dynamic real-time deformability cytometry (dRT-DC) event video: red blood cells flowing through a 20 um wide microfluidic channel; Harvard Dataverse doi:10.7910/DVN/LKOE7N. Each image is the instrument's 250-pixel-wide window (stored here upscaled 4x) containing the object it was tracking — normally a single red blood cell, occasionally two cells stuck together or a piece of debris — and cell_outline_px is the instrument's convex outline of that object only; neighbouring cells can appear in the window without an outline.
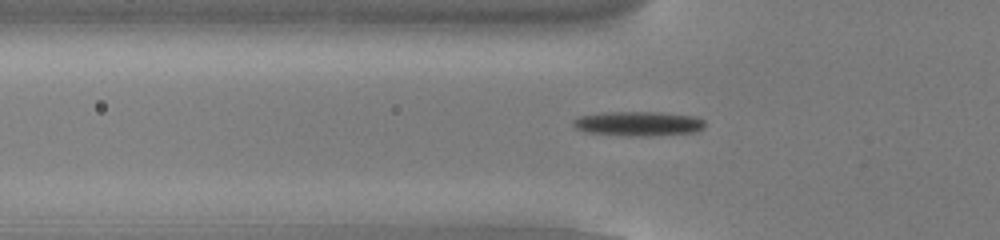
{"species": "common noctule bat (a hibernating species)", "species_latin": "Nyctalus noctula", "temperature_condition": "cold", "stored_images_in_passage": 55, "camera_frame_rate_fps": 3000, "um_per_image_px": 0.085, "animal": {"sex": "male", "body_mass_g": 13.0, "forearm_length_mm": 53.1}, "frame": {"image": 1, "passage_image": 19, "time_ms": 6.0, "image_size_px": [1000, 240], "cell_outline_px": [[704, 128], [696, 132], [652, 136], [628, 136], [584, 132], [576, 128], [572, 124], [572, 120], [580, 116], [604, 112], [660, 112], [696, 116], [704, 120]], "centroid_in_image_um": [54.27, 10.51], "position_along_channel_um": 71.5, "area_um2": 19.07}}
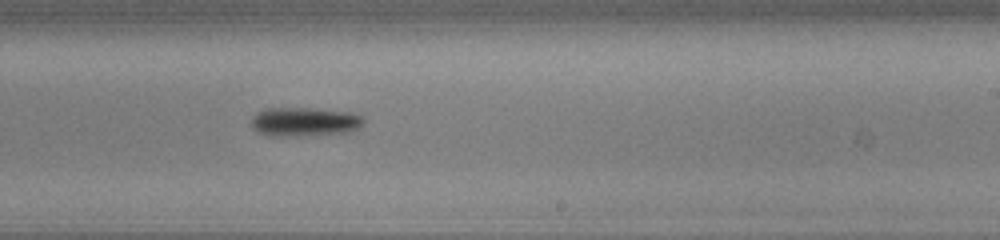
{"frame": {"image": 2, "passage_image": 34, "time_ms": 11.0, "image_size_px": [1000, 240], "cell_outline_px": [[364, 120], [356, 128], [348, 132], [296, 136], [268, 136], [256, 132], [252, 128], [252, 116], [256, 112], [268, 108], [308, 108], [352, 112], [364, 116]], "centroid_in_image_um": [25.83, 10.35], "position_along_channel_um": 263.2, "area_um2": 19.02}}
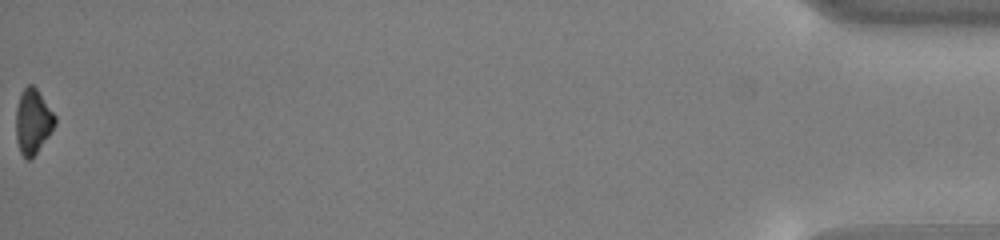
{"frame": {"image": 3, "passage_image": 55, "time_ms": 18.0, "image_size_px": [1000, 240], "cell_outline_px": [[56, 124], [32, 160], [24, 160], [20, 152], [16, 140], [16, 108], [20, 92], [28, 84], [32, 84], [36, 88], [56, 116]], "centroid_in_image_um": [2.78, 10.35], "position_along_channel_um": 432.4, "area_um2": 14.97}, "authors_computed_cell_mechanics": {"area_um2": 16.4152, "velocity_mm_per_s": 3.8394, "shape_relaxation_time_tau1_ms": 1.7921, "shape_relaxation_time_tau2_ms": null, "deformation_change_tau1": 0.1368, "deformation_change_tau2": null}}